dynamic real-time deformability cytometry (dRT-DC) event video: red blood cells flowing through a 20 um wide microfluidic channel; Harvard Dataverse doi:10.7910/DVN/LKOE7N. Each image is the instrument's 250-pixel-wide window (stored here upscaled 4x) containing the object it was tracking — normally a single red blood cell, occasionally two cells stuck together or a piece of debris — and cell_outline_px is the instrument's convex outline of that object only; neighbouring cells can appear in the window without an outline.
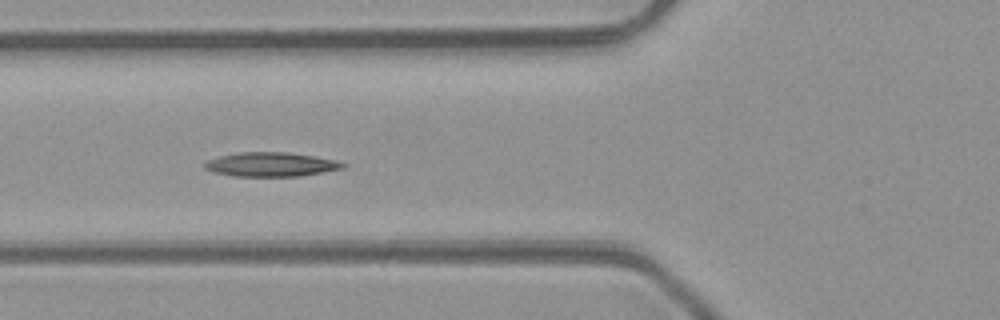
{"species": "common noctule bat (a hibernating species)", "species_latin": "Nyctalus noctula", "temperature_condition": "room temperature", "stored_images_in_passage": 6, "camera_frame_rate_fps": 3000, "um_per_image_px": 0.085, "animal": {"sex": "male", "body_mass_g": 23.1, "forearm_length_mm": 52.7}, "frame": {"image": 1, "passage_image": 5, "time_ms": 4.667, "image_size_px": [1000, 320], "cell_outline_px": [[348, 164], [344, 168], [324, 172], [300, 176], [232, 176], [212, 172], [204, 168], [204, 164], [208, 160], [220, 156], [240, 152], [288, 152], [316, 156], [336, 160]], "centroid_in_image_um": [23.06, 13.98], "position_along_channel_um": 102.7, "area_um2": 19.59}}
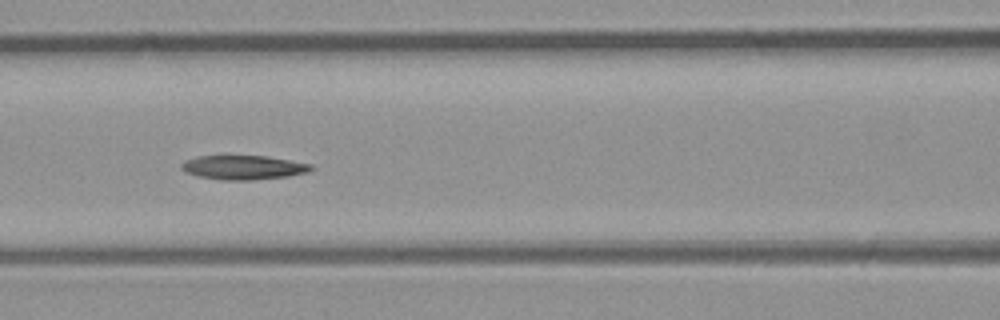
{"frame": {"image": 2, "passage_image": 6, "time_ms": 5.667, "image_size_px": [1000, 320], "cell_outline_px": [[316, 168], [308, 172], [288, 176], [252, 180], [220, 180], [196, 176], [180, 168], [180, 164], [184, 160], [196, 156], [224, 152], [268, 156], [312, 164]], "centroid_in_image_um": [20.63, 14.17], "position_along_channel_um": 146.0, "area_um2": 19.48}}